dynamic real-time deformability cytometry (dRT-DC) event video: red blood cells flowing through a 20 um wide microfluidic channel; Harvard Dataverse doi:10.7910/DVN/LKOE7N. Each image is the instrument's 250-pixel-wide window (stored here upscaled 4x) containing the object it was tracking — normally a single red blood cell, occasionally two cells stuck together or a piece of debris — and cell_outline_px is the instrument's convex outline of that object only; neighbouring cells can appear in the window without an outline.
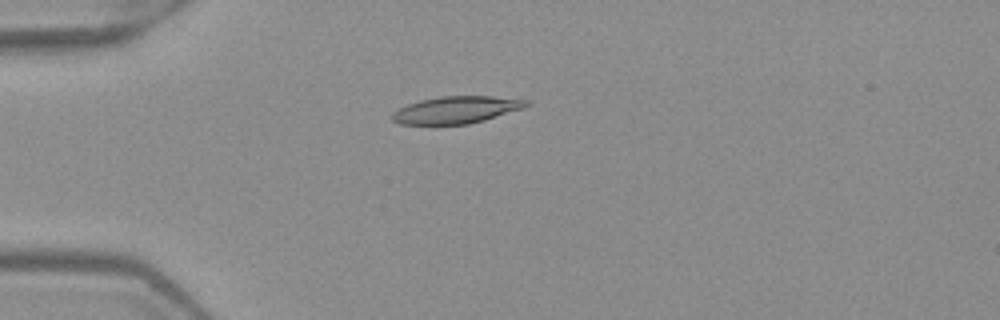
{"species": "Egyptian fruit bat (a non-hibernating species)", "species_latin": "Rousettus aegyptiacus", "temperature_condition": "warm", "stored_images_in_passage": 4, "camera_frame_rate_fps": 3000, "um_per_image_px": 0.085, "frame": {"image": 1, "passage_image": 2, "time_ms": 0.333, "image_size_px": [1000, 320], "cell_outline_px": [[528, 104], [524, 108], [484, 120], [468, 124], [400, 124], [392, 120], [392, 112], [408, 104], [420, 100], [440, 96], [492, 96], [528, 100]], "centroid_in_image_um": [38.77, 9.33], "position_along_channel_um": 46.2, "area_um2": 21.04}}
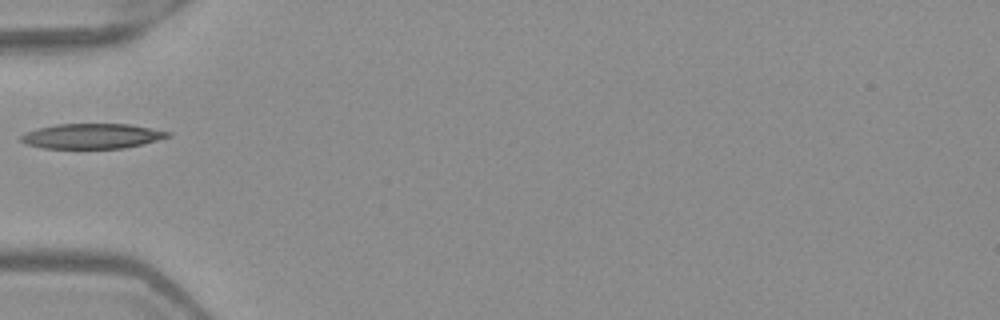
{"frame": {"image": 2, "passage_image": 3, "time_ms": 0.667, "image_size_px": [1000, 320], "cell_outline_px": [[172, 136], [124, 148], [44, 148], [28, 144], [20, 140], [20, 136], [28, 132], [40, 128], [56, 124], [128, 124], [152, 128], [172, 132]], "centroid_in_image_um": [7.86, 11.56], "position_along_channel_um": 77.1, "area_um2": 21.15}}
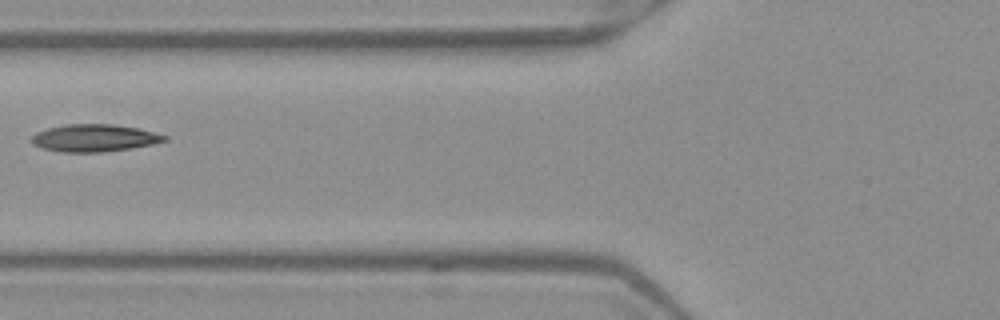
{"frame": {"image": 3, "passage_image": 4, "time_ms": 1.0, "image_size_px": [1000, 320], "cell_outline_px": [[168, 140], [152, 144], [104, 152], [64, 152], [44, 148], [32, 144], [28, 140], [36, 132], [48, 128], [64, 124], [112, 124], [136, 128], [168, 136]], "centroid_in_image_um": [7.97, 11.72], "position_along_channel_um": 117.8, "area_um2": 21.04}}